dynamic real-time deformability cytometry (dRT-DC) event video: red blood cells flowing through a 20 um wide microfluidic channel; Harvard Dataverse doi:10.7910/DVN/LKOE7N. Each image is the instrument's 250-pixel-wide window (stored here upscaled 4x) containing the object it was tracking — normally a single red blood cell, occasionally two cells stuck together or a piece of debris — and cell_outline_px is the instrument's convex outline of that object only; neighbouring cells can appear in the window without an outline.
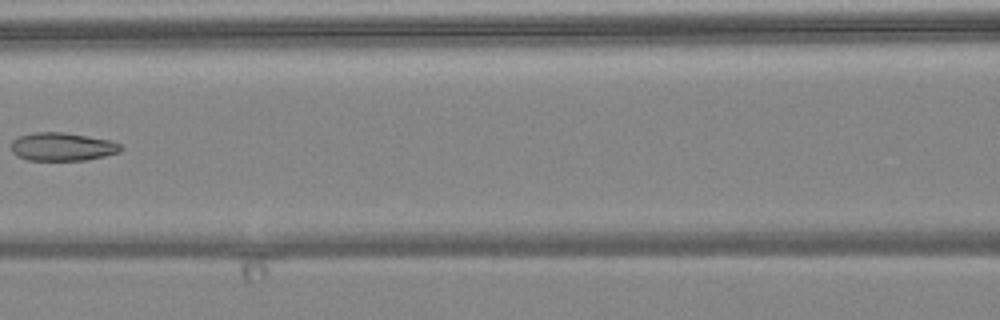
{"species": "common noctule bat (a hibernating species)", "species_latin": "Nyctalus noctula", "temperature_condition": "warm", "stored_images_in_passage": 7, "camera_frame_rate_fps": 3000, "um_per_image_px": 0.085, "animal": {"sex": "female", "body_mass_g": 24.6, "forearm_length_mm": 56.2}, "frame": {"image": 1, "passage_image": 6, "time_ms": 7.333, "image_size_px": [1000, 320], "cell_outline_px": [[124, 148], [120, 152], [104, 156], [84, 160], [28, 160], [16, 156], [12, 152], [12, 140], [16, 136], [32, 132], [64, 132], [112, 140], [120, 144]], "centroid_in_image_um": [5.29, 12.46], "position_along_channel_um": 161.3, "area_um2": 18.26}}
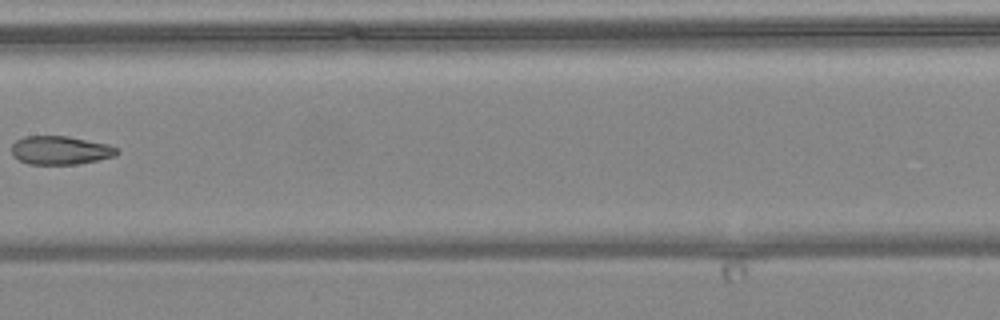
{"frame": {"image": 2, "passage_image": 7, "time_ms": 8.333, "image_size_px": [1000, 320], "cell_outline_px": [[120, 152], [116, 156], [76, 164], [28, 164], [12, 156], [12, 144], [16, 140], [24, 136], [68, 136], [108, 144], [116, 148]], "centroid_in_image_um": [5.12, 12.77], "position_along_channel_um": 202.3, "area_um2": 17.51}}